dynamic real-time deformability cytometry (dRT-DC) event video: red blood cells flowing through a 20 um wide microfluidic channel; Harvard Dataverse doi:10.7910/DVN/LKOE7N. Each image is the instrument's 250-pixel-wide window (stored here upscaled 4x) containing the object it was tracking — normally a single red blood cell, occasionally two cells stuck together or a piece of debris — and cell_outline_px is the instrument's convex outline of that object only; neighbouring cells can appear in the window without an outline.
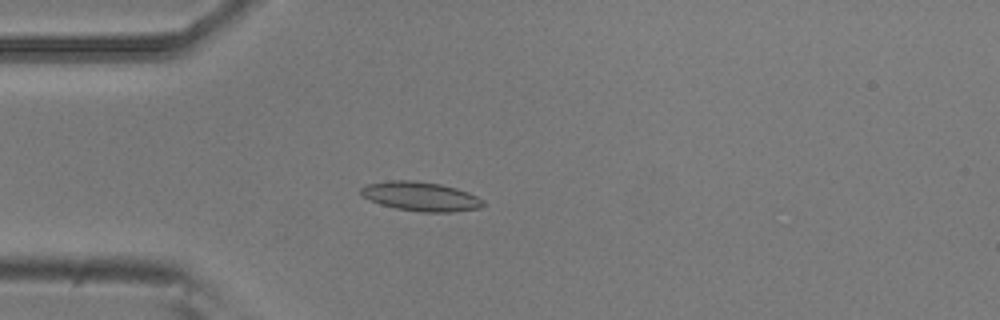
{"species": "common noctule bat (a hibernating species)", "species_latin": "Nyctalus noctula", "temperature_condition": "room temperature", "stored_images_in_passage": 48, "camera_frame_rate_fps": 3000, "um_per_image_px": 0.085, "animal": {"sex": "male", "body_mass_g": 20.5, "forearm_length_mm": 52.5}, "frame": {"image": 1, "passage_image": 13, "time_ms": 4.0, "image_size_px": [1000, 320], "cell_outline_px": [[488, 204], [480, 208], [452, 212], [420, 212], [396, 208], [380, 204], [364, 196], [360, 192], [360, 188], [364, 184], [392, 180], [412, 180], [440, 184], [456, 188], [468, 192], [484, 200]], "centroid_in_image_um": [35.79, 16.69], "position_along_channel_um": 49.2, "area_um2": 20.87}}
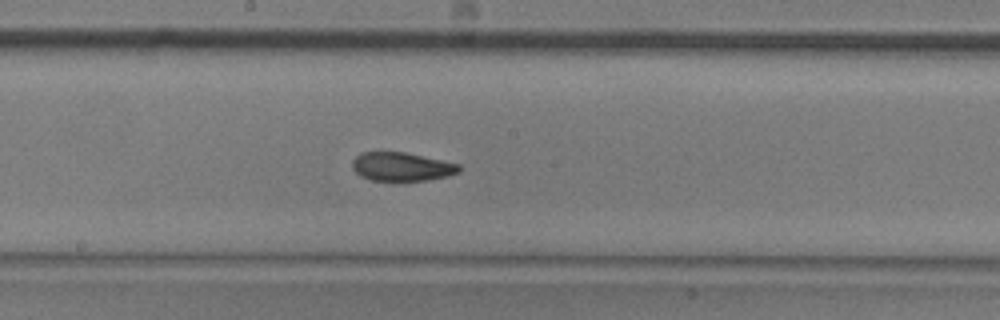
{"frame": {"image": 2, "passage_image": 27, "time_ms": 8.667, "image_size_px": [1000, 320], "cell_outline_px": [[460, 172], [448, 176], [428, 180], [372, 180], [360, 176], [352, 168], [352, 160], [360, 152], [404, 152], [460, 164]], "centroid_in_image_um": [34.13, 14.16], "position_along_channel_um": 214.1, "area_um2": 17.74}}
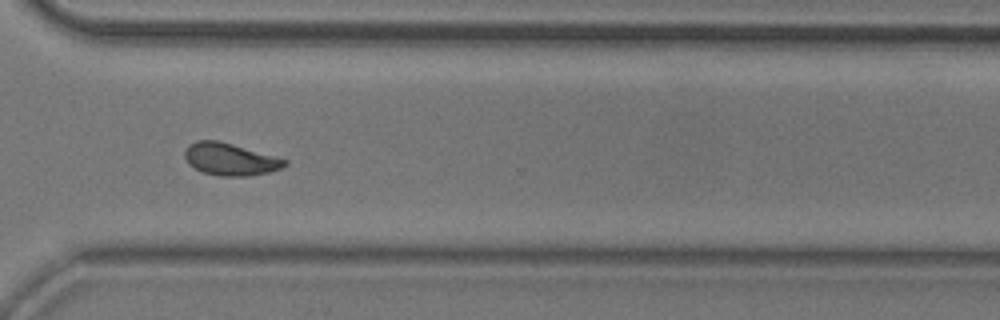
{"frame": {"image": 3, "passage_image": 38, "time_ms": 12.333, "image_size_px": [1000, 320], "cell_outline_px": [[288, 164], [280, 168], [268, 172], [248, 176], [220, 176], [204, 172], [188, 164], [184, 156], [184, 152], [188, 144], [196, 140], [216, 140], [232, 144], [288, 160]], "centroid_in_image_um": [19.53, 13.53], "position_along_channel_um": 351.1, "area_um2": 18.61}, "authors_computed_cell_mechanics": {"area_um2": 18.9006, "velocity_mm_per_s": 3.7472, "shape_relaxation_time_tau1_ms": 5.3837, "shape_relaxation_time_tau2_ms": 1.476, "deformation_change_tau1": 0.1346, "deformation_change_tau2": 0.0676}}